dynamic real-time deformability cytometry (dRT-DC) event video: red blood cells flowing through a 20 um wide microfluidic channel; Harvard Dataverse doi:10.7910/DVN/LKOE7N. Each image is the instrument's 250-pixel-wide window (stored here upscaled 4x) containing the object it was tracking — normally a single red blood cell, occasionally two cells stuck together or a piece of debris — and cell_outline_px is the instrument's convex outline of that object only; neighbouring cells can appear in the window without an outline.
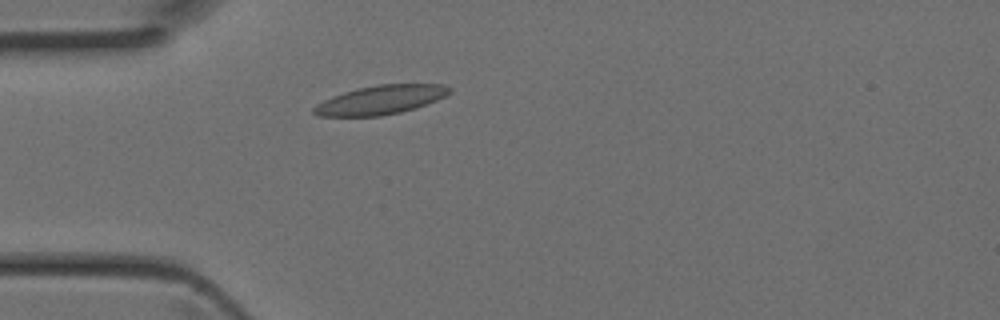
{"species": "Egyptian fruit bat (a non-hibernating species)", "species_latin": "Rousettus aegyptiacus", "temperature_condition": "room temperature", "stored_images_in_passage": 30, "camera_frame_rate_fps": 3000, "um_per_image_px": 0.085, "animal": {"sex": "female"}, "frame": {"image": 1, "passage_image": 1, "time_ms": 0.0, "image_size_px": [1000, 320], "cell_outline_px": [[452, 92], [436, 100], [416, 108], [400, 112], [380, 116], [316, 116], [312, 112], [312, 108], [316, 104], [332, 96], [344, 92], [360, 88], [380, 84], [444, 84], [452, 88]], "centroid_in_image_um": [32.35, 8.49], "position_along_channel_um": 52.7, "area_um2": 22.83}}
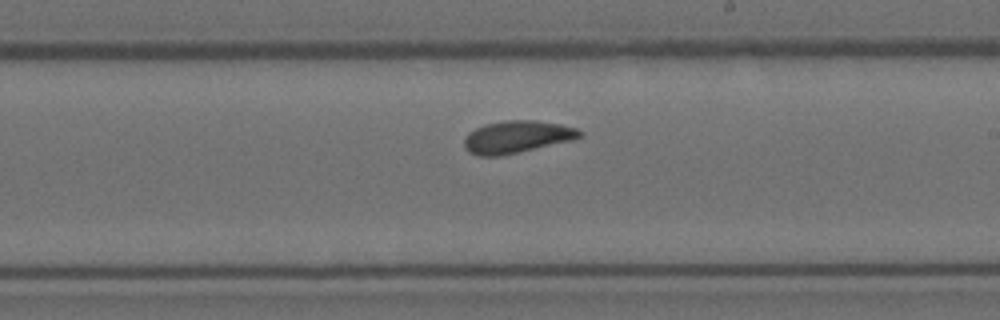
{"frame": {"image": 2, "passage_image": 14, "time_ms": 4.333, "image_size_px": [1000, 320], "cell_outline_px": [[584, 132], [580, 136], [572, 140], [500, 156], [480, 156], [468, 152], [464, 148], [464, 140], [468, 132], [476, 128], [488, 124], [504, 120], [536, 120], [560, 124], [576, 128]], "centroid_in_image_um": [43.92, 11.63], "position_along_channel_um": 245.1, "area_um2": 21.62}}
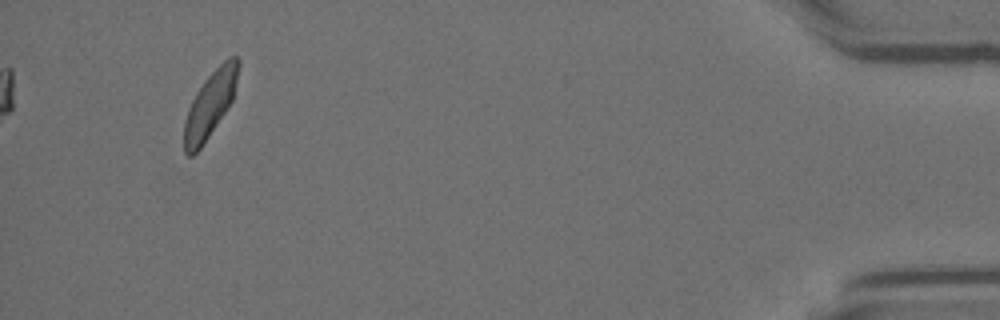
{"frame": {"image": 3, "passage_image": 30, "time_ms": 9.667, "image_size_px": [1000, 320], "cell_outline_px": [[240, 64], [236, 84], [232, 100], [200, 148], [192, 156], [188, 156], [184, 152], [184, 120], [188, 108], [196, 92], [204, 80], [228, 56], [236, 56], [240, 60]], "centroid_in_image_um": [17.85, 8.84], "position_along_channel_um": 417.4, "area_um2": 20.46}}